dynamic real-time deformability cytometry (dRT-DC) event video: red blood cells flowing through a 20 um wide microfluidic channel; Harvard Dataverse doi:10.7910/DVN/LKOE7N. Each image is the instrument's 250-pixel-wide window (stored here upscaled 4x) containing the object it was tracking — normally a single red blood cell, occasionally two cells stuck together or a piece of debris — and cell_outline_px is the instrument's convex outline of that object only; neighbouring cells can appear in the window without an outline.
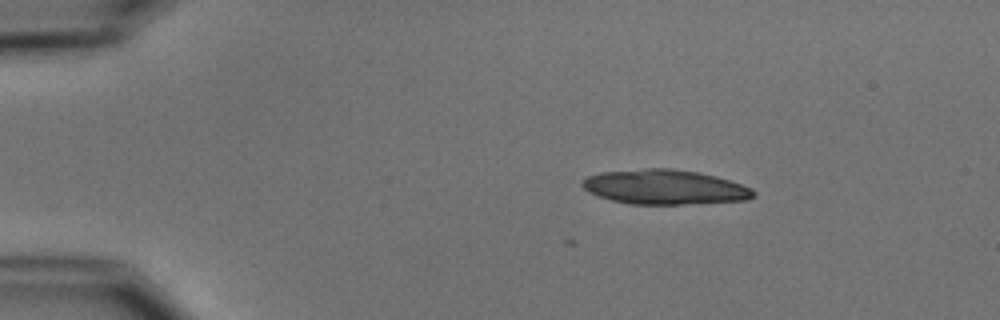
{"species": "common noctule bat (a hibernating species)", "species_latin": "Nyctalus noctula", "temperature_condition": "cold", "stored_images_in_passage": 6, "camera_frame_rate_fps": 3000, "um_per_image_px": 0.085, "animal": {"sex": "male", "body_mass_g": 15.6}, "frame": {"image": 1, "passage_image": 3, "time_ms": 2.333, "image_size_px": [1000, 320], "cell_outline_px": [[756, 196], [748, 200], [680, 204], [632, 204], [612, 200], [588, 192], [580, 184], [588, 176], [600, 172], [644, 168], [672, 168], [700, 172], [716, 176], [752, 188], [756, 192]], "centroid_in_image_um": [56.52, 15.89], "position_along_channel_um": 28.5, "area_um2": 34.62}}
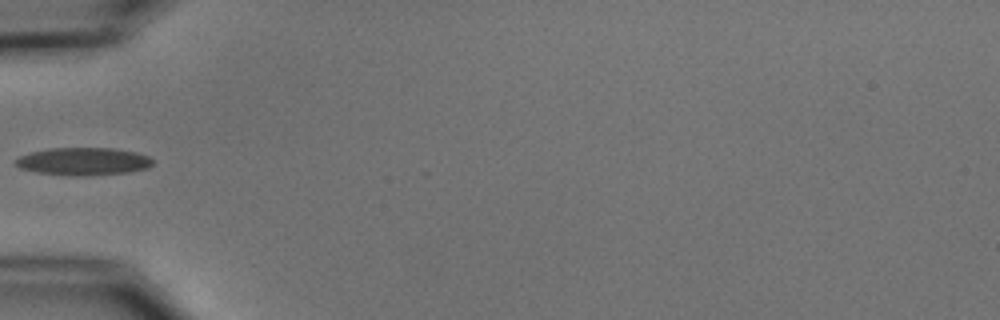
{"frame": {"image": 2, "passage_image": 6, "time_ms": 5.667, "image_size_px": [1000, 320], "cell_outline_px": [[152, 164], [148, 168], [128, 172], [88, 176], [72, 176], [36, 172], [20, 168], [16, 164], [16, 160], [20, 156], [32, 152], [52, 148], [112, 148], [136, 152], [148, 156], [152, 160]], "centroid_in_image_um": [7.1, 13.73], "position_along_channel_um": 77.9, "area_um2": 22.02}}